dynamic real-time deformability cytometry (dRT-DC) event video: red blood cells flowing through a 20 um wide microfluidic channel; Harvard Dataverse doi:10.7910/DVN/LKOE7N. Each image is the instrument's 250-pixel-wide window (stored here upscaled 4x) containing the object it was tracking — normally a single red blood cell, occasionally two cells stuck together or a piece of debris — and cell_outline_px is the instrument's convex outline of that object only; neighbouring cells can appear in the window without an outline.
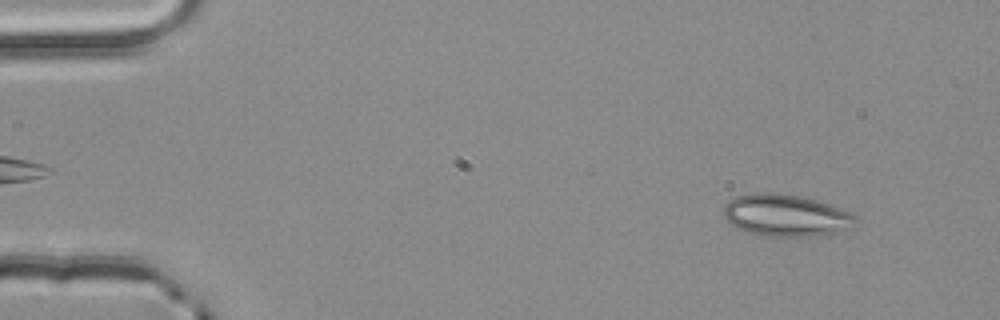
{"species": "common noctule bat (a hibernating species)", "species_latin": "Nyctalus noctula", "temperature_condition": "room temperature", "stored_images_in_passage": 3, "camera_frame_rate_fps": 3000, "um_per_image_px": 0.085, "animal": {"sex": "male", "body_mass_g": 20.4}, "frame": {"image": 1, "passage_image": 1, "time_ms": 0.0, "image_size_px": [1000, 320], "cell_outline_px": [[852, 220], [844, 228], [836, 232], [808, 236], [768, 236], [748, 232], [732, 224], [724, 216], [724, 204], [728, 200], [736, 196], [760, 192], [768, 192], [800, 196], [816, 200], [828, 204], [848, 212], [852, 216]], "centroid_in_image_um": [66.67, 18.28], "position_along_channel_um": 18.3, "area_um2": 31.15}}